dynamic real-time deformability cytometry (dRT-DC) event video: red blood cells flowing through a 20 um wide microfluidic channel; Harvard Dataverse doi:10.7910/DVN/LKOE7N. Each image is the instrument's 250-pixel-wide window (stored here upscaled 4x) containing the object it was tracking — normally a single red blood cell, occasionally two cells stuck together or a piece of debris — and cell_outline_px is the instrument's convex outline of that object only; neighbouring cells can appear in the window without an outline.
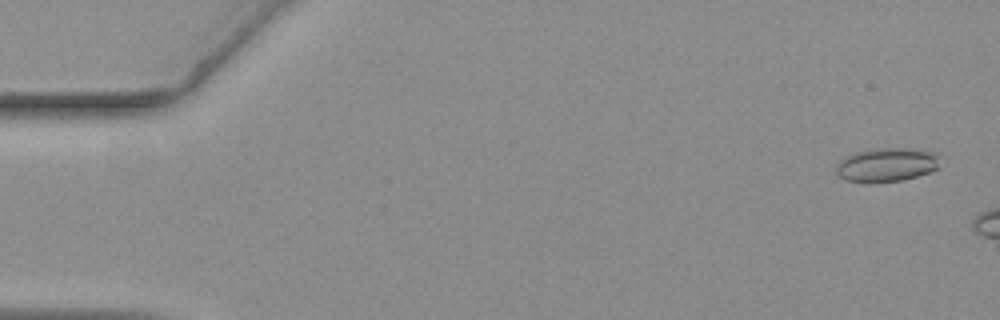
{"species": "common noctule bat (a hibernating species)", "species_latin": "Nyctalus noctula", "temperature_condition": "warm", "stored_images_in_passage": 8, "camera_frame_rate_fps": 3000, "um_per_image_px": 0.085, "animal": {"sex": "female", "body_mass_g": 19.3, "forearm_length_mm": 54.1}, "frame": {"image": 1, "passage_image": 3, "time_ms": 0.667, "image_size_px": [1000, 320], "cell_outline_px": [[940, 156], [936, 168], [932, 172], [904, 180], [868, 184], [844, 180], [836, 176], [836, 164], [844, 156], [856, 152], [876, 148], [912, 148], [936, 152]], "centroid_in_image_um": [75.33, 14.02], "position_along_channel_um": 9.7, "area_um2": 21.15}}